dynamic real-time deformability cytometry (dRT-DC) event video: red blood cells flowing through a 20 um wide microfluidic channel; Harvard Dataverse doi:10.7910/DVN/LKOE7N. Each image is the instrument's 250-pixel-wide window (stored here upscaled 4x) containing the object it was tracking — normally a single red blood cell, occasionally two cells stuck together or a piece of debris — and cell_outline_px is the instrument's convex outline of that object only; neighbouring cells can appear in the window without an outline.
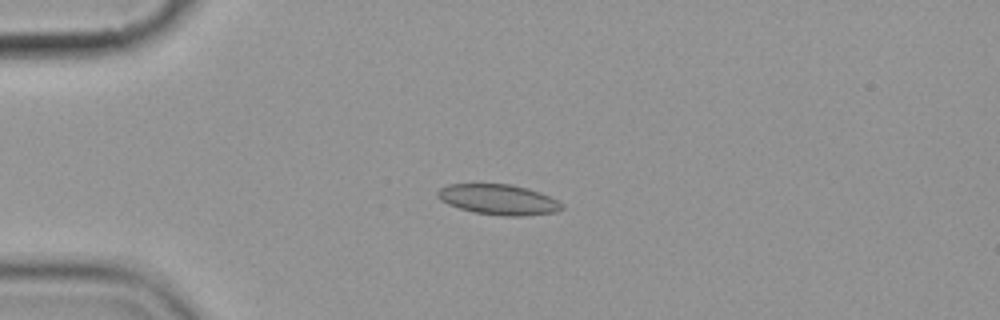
{"species": "common noctule bat (a hibernating species)", "species_latin": "Nyctalus noctula", "temperature_condition": "cold", "stored_images_in_passage": 6, "camera_frame_rate_fps": 3000, "um_per_image_px": 0.085, "animal": {"sex": "female", "body_mass_g": 19.9}, "frame": {"image": 1, "passage_image": 4, "time_ms": 3.333, "image_size_px": [1000, 320], "cell_outline_px": [[564, 208], [556, 212], [524, 216], [500, 216], [472, 212], [448, 204], [440, 200], [436, 196], [436, 192], [440, 188], [448, 184], [512, 184], [528, 188], [540, 192], [560, 200], [564, 204]], "centroid_in_image_um": [42.4, 16.96], "position_along_channel_um": 42.6, "area_um2": 22.37}}
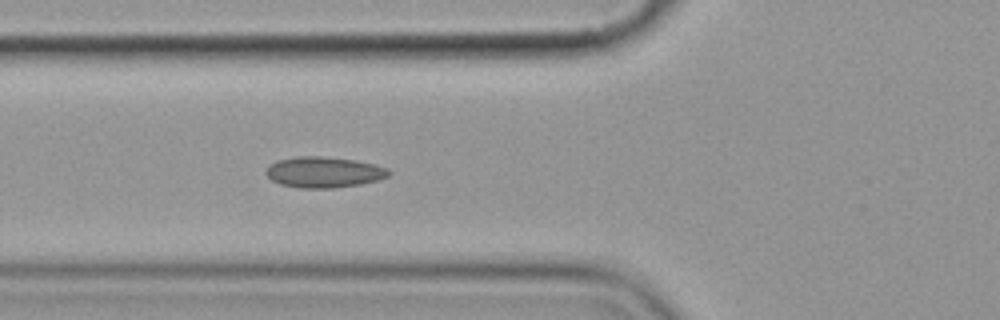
{"frame": {"image": 2, "passage_image": 6, "time_ms": 5.667, "image_size_px": [1000, 320], "cell_outline_px": [[392, 172], [388, 176], [376, 180], [360, 184], [332, 188], [300, 188], [280, 184], [272, 180], [264, 172], [276, 160], [296, 156], [320, 156], [356, 160], [376, 164], [388, 168]], "centroid_in_image_um": [27.54, 14.63], "position_along_channel_um": 98.3, "area_um2": 22.08}}